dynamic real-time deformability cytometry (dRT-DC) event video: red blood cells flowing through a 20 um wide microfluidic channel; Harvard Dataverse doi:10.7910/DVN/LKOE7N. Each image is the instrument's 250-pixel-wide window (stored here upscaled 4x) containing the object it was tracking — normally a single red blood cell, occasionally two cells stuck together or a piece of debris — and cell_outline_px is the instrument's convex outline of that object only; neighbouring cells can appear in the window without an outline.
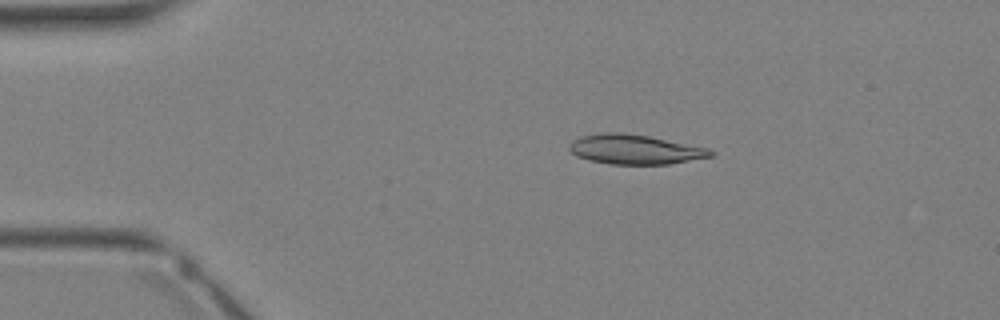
{"species": "Egyptian fruit bat (a non-hibernating species)", "species_latin": "Rousettus aegyptiacus", "temperature_condition": "warm", "stored_images_in_passage": 35, "camera_frame_rate_fps": 3000, "um_per_image_px": 0.085, "animal": {"sex": "female"}, "frame": {"image": 1, "passage_image": 7, "time_ms": 2.0, "image_size_px": [1000, 320], "cell_outline_px": [[716, 152], [712, 156], [668, 164], [612, 164], [588, 160], [576, 156], [568, 148], [572, 140], [580, 136], [604, 132], [620, 132], [648, 136], [708, 148]], "centroid_in_image_um": [53.93, 12.69], "position_along_channel_um": 31.1, "area_um2": 24.28}}
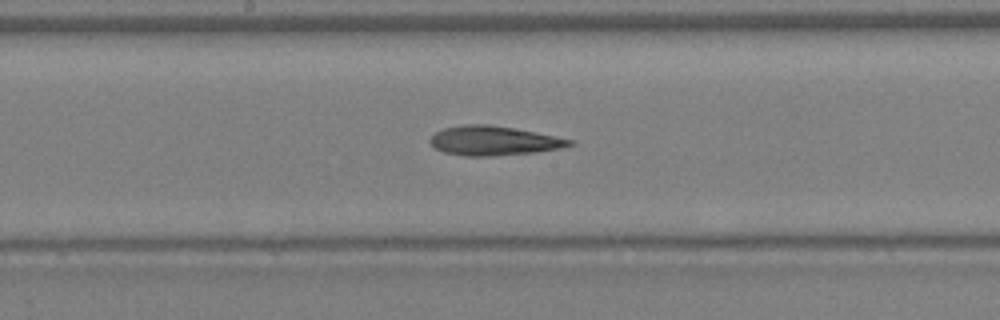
{"frame": {"image": 2, "passage_image": 19, "time_ms": 6.0, "image_size_px": [1000, 320], "cell_outline_px": [[576, 144], [560, 148], [536, 152], [496, 156], [464, 156], [444, 152], [436, 148], [428, 140], [436, 132], [444, 128], [464, 124], [488, 124], [512, 128], [572, 140]], "centroid_in_image_um": [41.93, 11.97], "position_along_channel_um": 206.3, "area_um2": 23.58}}
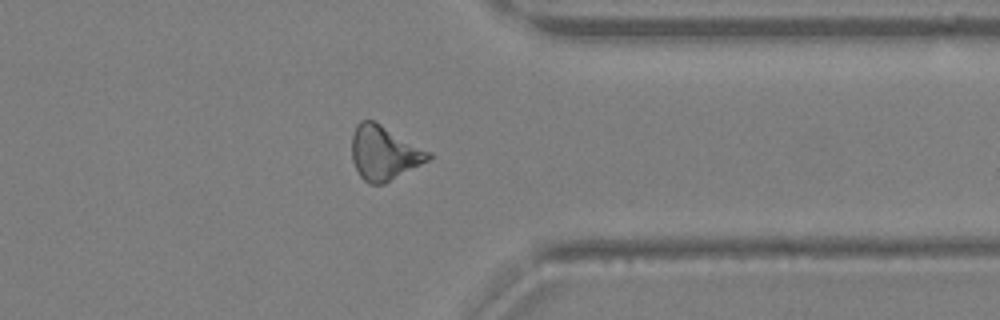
{"frame": {"image": 3, "passage_image": 28, "time_ms": 9.0, "image_size_px": [1000, 320], "cell_outline_px": [[432, 156], [428, 160], [384, 184], [368, 184], [360, 176], [352, 160], [352, 136], [356, 124], [360, 120], [372, 120], [380, 124], [432, 152]], "centroid_in_image_um": [32.63, 13.0], "position_along_channel_um": 378.8, "area_um2": 24.04}}